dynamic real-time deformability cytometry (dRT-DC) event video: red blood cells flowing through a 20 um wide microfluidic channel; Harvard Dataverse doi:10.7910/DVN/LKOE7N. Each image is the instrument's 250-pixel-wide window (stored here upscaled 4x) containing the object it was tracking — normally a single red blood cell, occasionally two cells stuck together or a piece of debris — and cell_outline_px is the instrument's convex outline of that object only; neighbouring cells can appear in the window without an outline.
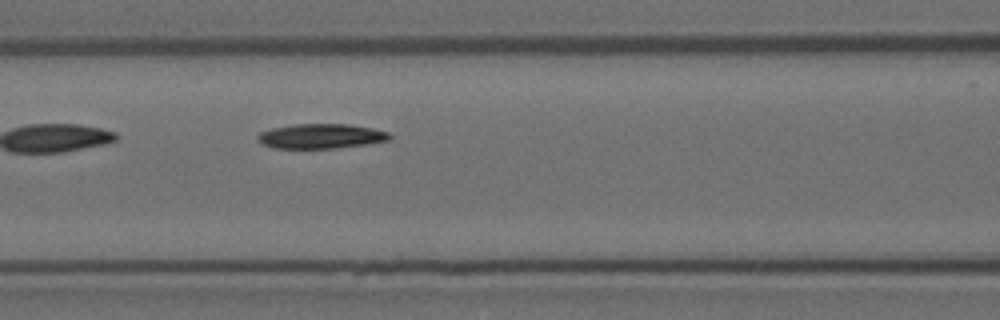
{"species": "Egyptian fruit bat (a non-hibernating species)", "species_latin": "Rousettus aegyptiacus", "temperature_condition": "room temperature", "stored_images_in_passage": 4, "segment_of_instrument_passage": [1, 2], "camera_frame_rate_fps": 3000, "um_per_image_px": 0.085, "animal": {"sex": "female"}, "frame": {"image": 1, "passage_image": 3, "time_ms": 0.667, "image_size_px": [1000, 320], "cell_outline_px": [[392, 136], [388, 140], [368, 144], [332, 148], [272, 148], [256, 140], [256, 136], [260, 132], [272, 128], [292, 124], [348, 124], [372, 128], [388, 132]], "centroid_in_image_um": [27.25, 11.57], "position_along_channel_um": 139.3, "area_um2": 19.02}}